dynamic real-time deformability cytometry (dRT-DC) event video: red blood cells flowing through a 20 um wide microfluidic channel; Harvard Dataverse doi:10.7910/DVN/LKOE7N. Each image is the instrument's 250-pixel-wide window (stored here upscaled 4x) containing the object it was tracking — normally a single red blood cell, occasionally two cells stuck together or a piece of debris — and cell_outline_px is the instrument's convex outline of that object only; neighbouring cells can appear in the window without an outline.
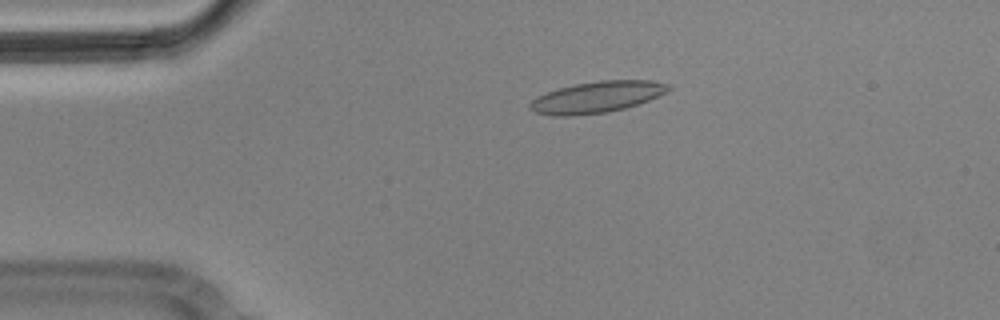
{"species": "Egyptian fruit bat (a non-hibernating species)", "species_latin": "Rousettus aegyptiacus", "temperature_condition": "cold", "stored_images_in_passage": 4, "camera_frame_rate_fps": 3000, "um_per_image_px": 0.085, "animal": {"sex": "male"}, "frame": {"image": 1, "passage_image": 3, "time_ms": 0.667, "image_size_px": [1000, 320], "cell_outline_px": [[672, 88], [668, 92], [648, 100], [624, 108], [608, 112], [572, 116], [552, 116], [536, 112], [528, 108], [528, 104], [536, 96], [560, 88], [576, 84], [600, 80], [652, 80], [668, 84]], "centroid_in_image_um": [50.73, 8.25], "position_along_channel_um": 34.3, "area_um2": 25.26}}